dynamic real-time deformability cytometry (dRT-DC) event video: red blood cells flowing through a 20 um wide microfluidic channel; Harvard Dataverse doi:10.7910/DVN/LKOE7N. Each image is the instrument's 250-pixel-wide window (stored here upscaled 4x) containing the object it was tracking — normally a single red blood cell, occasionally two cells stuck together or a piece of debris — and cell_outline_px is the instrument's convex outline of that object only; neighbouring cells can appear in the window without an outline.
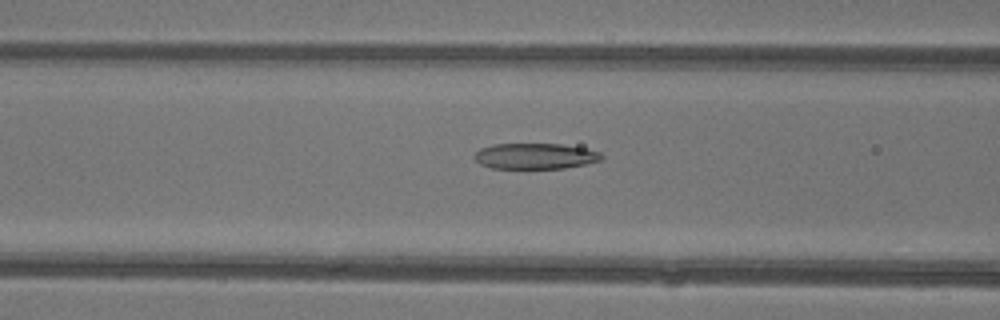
{"species": "common noctule bat (a hibernating species)", "species_latin": "Nyctalus noctula", "temperature_condition": "warm", "stored_images_in_passage": 47, "camera_frame_rate_fps": 3000, "um_per_image_px": 0.085, "animal": {"sex": "female"}, "frame": {"image": 1, "passage_image": 20, "time_ms": 6.333, "image_size_px": [1000, 320], "cell_outline_px": [[604, 160], [564, 168], [492, 168], [480, 164], [472, 156], [480, 148], [492, 144], [560, 144], [584, 148], [600, 152], [604, 156]], "centroid_in_image_um": [45.49, 13.26], "position_along_channel_um": 121.1, "area_um2": 19.13}}
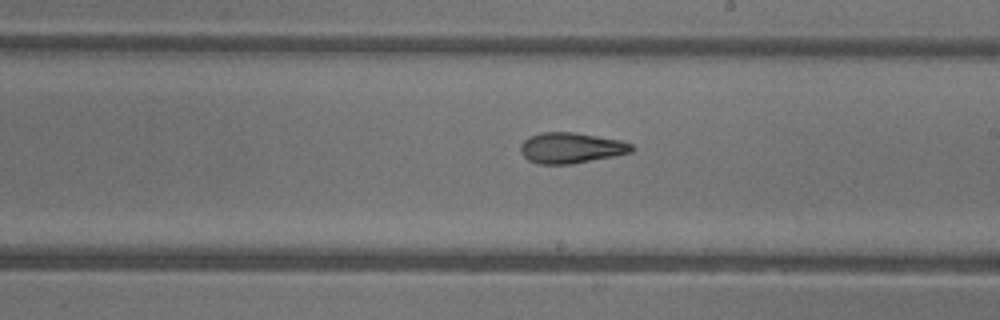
{"frame": {"image": 2, "passage_image": 28, "time_ms": 9.0, "image_size_px": [1000, 320], "cell_outline_px": [[636, 148], [632, 152], [572, 164], [540, 164], [528, 160], [520, 152], [520, 144], [528, 136], [540, 132], [572, 132], [620, 140], [632, 144]], "centroid_in_image_um": [48.51, 12.57], "position_along_channel_um": 240.5, "area_um2": 19.88}}
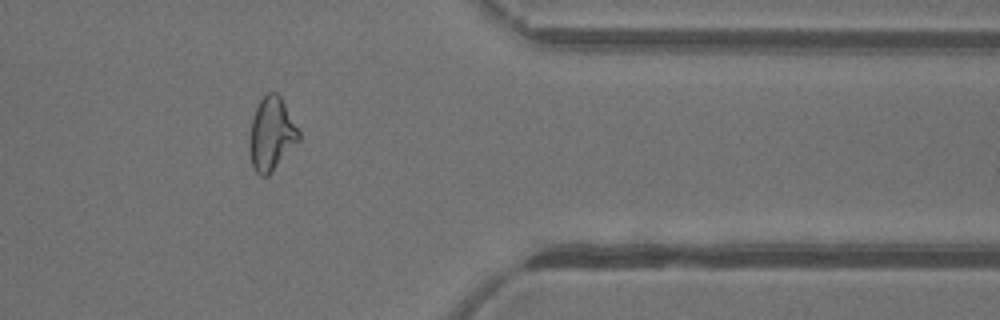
{"frame": {"image": 3, "passage_image": 39, "time_ms": 12.667, "image_size_px": [1000, 320], "cell_outline_px": [[300, 140], [272, 172], [268, 176], [260, 176], [252, 168], [248, 148], [248, 140], [252, 120], [256, 108], [260, 100], [268, 92], [276, 92], [280, 96], [300, 132]], "centroid_in_image_um": [23.05, 11.43], "position_along_channel_um": 388.3, "area_um2": 21.15}, "authors_computed_cell_mechanics": {"area_um2": 21.7906, "velocity_mm_per_s": 4.4743, "shape_relaxation_time_tau1_ms": null, "shape_relaxation_time_tau2_ms": 2.2025, "deformation_change_tau1": null, "deformation_change_tau2": 0.1074}}